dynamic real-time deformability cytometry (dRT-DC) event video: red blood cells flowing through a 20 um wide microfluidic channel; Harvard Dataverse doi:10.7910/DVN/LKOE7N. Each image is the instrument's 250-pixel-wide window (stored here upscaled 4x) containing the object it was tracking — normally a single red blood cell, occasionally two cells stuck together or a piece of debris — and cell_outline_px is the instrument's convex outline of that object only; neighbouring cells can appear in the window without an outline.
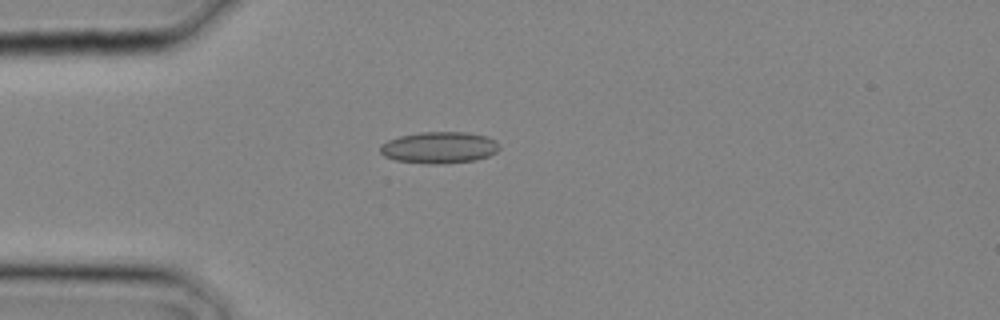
{"species": "common noctule bat (a hibernating species)", "species_latin": "Nyctalus noctula", "temperature_condition": "cold", "stored_images_in_passage": 2, "camera_frame_rate_fps": 3000, "um_per_image_px": 0.085, "animal": {"sex": "male", "body_mass_g": 20.4}, "frame": {"image": 1, "passage_image": 2, "time_ms": 0.333, "image_size_px": [1000, 320], "cell_outline_px": [[500, 148], [496, 152], [488, 156], [476, 160], [444, 164], [424, 164], [396, 160], [384, 156], [380, 152], [380, 144], [388, 140], [400, 136], [420, 132], [468, 132], [488, 136], [496, 140], [500, 144]], "centroid_in_image_um": [37.36, 12.54], "position_along_channel_um": 47.6, "area_um2": 22.25}}